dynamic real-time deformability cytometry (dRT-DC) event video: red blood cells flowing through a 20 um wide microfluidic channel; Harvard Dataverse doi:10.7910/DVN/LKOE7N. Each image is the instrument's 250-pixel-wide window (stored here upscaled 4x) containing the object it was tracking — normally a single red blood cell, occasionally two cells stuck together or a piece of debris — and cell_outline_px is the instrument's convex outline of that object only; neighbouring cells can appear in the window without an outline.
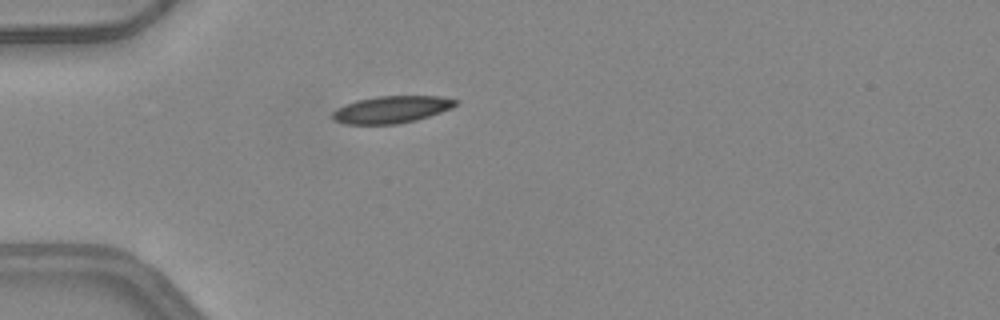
{"species": "common noctule bat (a hibernating species)", "species_latin": "Nyctalus noctula", "temperature_condition": "warm", "stored_images_in_passage": 36, "camera_frame_rate_fps": 3000, "um_per_image_px": 0.085, "animal": {"sex": "female", "body_mass_g": 24.6, "forearm_length_mm": 56.2}, "frame": {"image": 1, "passage_image": 1, "time_ms": 0.0, "image_size_px": [1000, 320], "cell_outline_px": [[460, 100], [452, 108], [416, 120], [396, 124], [344, 124], [332, 120], [332, 112], [336, 108], [356, 100], [376, 96], [440, 96]], "centroid_in_image_um": [33.25, 9.3], "position_along_channel_um": 51.7, "area_um2": 19.54}}
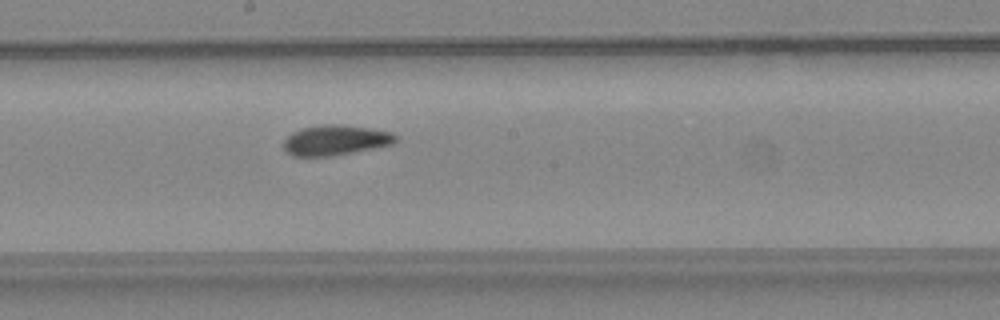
{"frame": {"image": 2, "passage_image": 14, "time_ms": 4.333, "image_size_px": [1000, 320], "cell_outline_px": [[400, 136], [392, 144], [332, 156], [292, 156], [284, 148], [284, 140], [292, 132], [300, 128], [324, 124], [336, 124], [372, 128], [392, 132]], "centroid_in_image_um": [28.53, 11.9], "position_along_channel_um": 219.7, "area_um2": 19.71}}
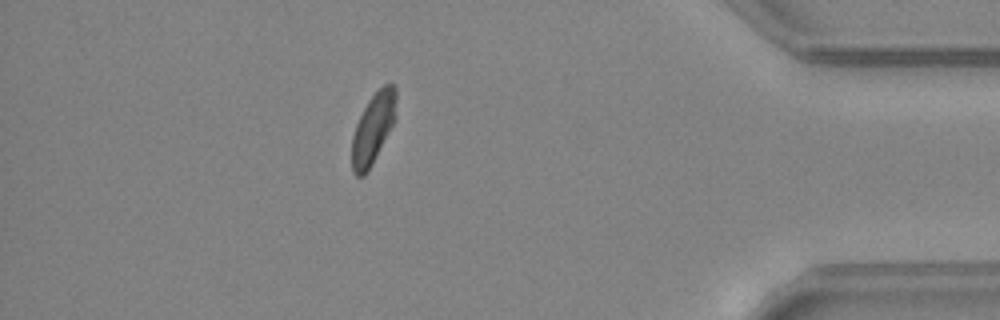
{"frame": {"image": 3, "passage_image": 30, "time_ms": 9.667, "image_size_px": [1000, 320], "cell_outline_px": [[396, 120], [372, 164], [364, 176], [356, 176], [352, 172], [352, 136], [356, 124], [368, 100], [384, 84], [392, 84], [396, 88]], "centroid_in_image_um": [31.72, 10.92], "position_along_channel_um": 403.5, "area_um2": 18.21}, "authors_computed_cell_mechanics": {"area_um2": 19.5364, "velocity_mm_per_s": 4.2029, "shape_relaxation_time_tau1_ms": 5.6949, "shape_relaxation_time_tau2_ms": 1.0389, "deformation_change_tau1": 0.1566, "deformation_change_tau2": 0.0622}}